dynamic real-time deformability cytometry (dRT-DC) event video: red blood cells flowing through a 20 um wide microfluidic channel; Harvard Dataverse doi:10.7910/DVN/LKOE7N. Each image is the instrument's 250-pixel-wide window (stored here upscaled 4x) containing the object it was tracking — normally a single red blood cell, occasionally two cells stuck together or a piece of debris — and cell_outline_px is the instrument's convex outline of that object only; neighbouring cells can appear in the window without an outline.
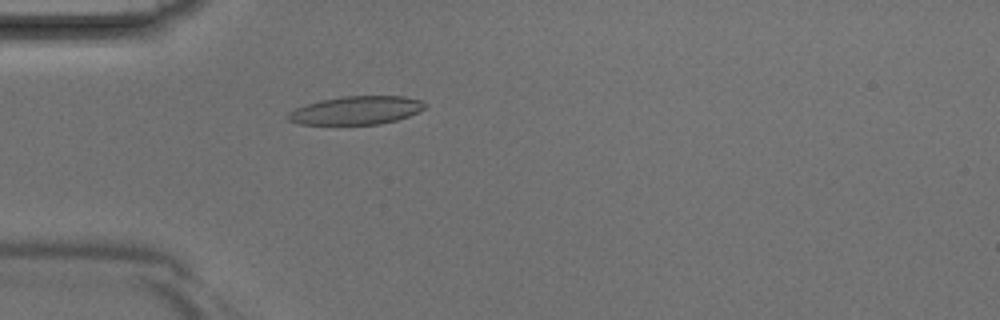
{"species": "Egyptian fruit bat (a non-hibernating species)", "species_latin": "Rousettus aegyptiacus", "temperature_condition": "room temperature", "stored_images_in_passage": 4, "camera_frame_rate_fps": 3000, "um_per_image_px": 0.085, "animal": {"sex": "male"}, "frame": {"image": 1, "passage_image": 4, "time_ms": 1.0, "image_size_px": [1000, 320], "cell_outline_px": [[428, 104], [424, 108], [408, 116], [396, 120], [380, 124], [300, 124], [288, 120], [284, 116], [288, 112], [296, 108], [320, 100], [344, 96], [404, 96], [420, 100]], "centroid_in_image_um": [30.26, 9.38], "position_along_channel_um": 54.7, "area_um2": 22.48}}